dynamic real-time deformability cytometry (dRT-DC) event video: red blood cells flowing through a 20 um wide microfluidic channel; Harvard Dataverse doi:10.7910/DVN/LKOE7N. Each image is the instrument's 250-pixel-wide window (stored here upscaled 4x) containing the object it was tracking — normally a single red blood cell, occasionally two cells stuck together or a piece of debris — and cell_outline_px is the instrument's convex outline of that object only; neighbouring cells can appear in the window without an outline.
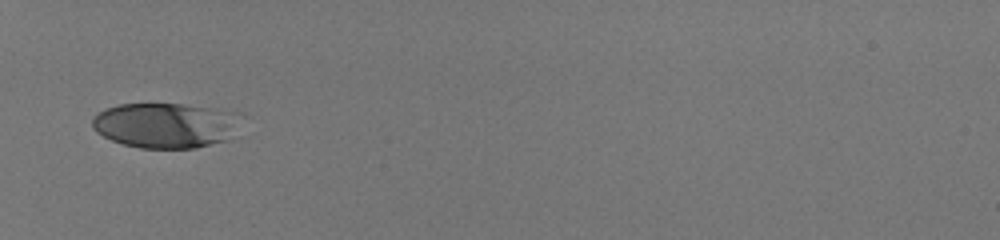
{"species": "human", "species_latin": "Homo sapiens", "temperature_condition": "room temperature", "stored_images_in_passage": 33, "camera_frame_rate_fps": 3000, "um_per_image_px": 0.085, "donor": {"sex": "male"}, "frame": {"image": 1, "passage_image": 1, "time_ms": 0.0, "image_size_px": [1000, 240], "cell_outline_px": [[236, 112], [224, 140], [196, 148], [140, 148], [124, 144], [112, 140], [96, 132], [92, 128], [92, 120], [104, 108], [120, 104], [184, 104]], "centroid_in_image_um": [13.88, 10.64], "position_along_channel_um": 71.1, "area_um2": 37.8}}
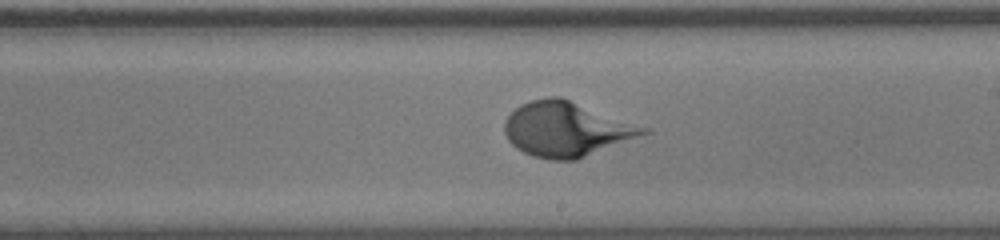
{"frame": {"image": 2, "passage_image": 15, "time_ms": 4.667, "image_size_px": [1000, 240], "cell_outline_px": [[652, 132], [576, 160], [552, 160], [532, 156], [516, 148], [508, 140], [504, 132], [504, 120], [520, 104], [532, 100], [548, 96], [560, 96], [652, 128]], "centroid_in_image_um": [48.18, 10.97], "position_along_channel_um": 240.8, "area_um2": 44.68}}
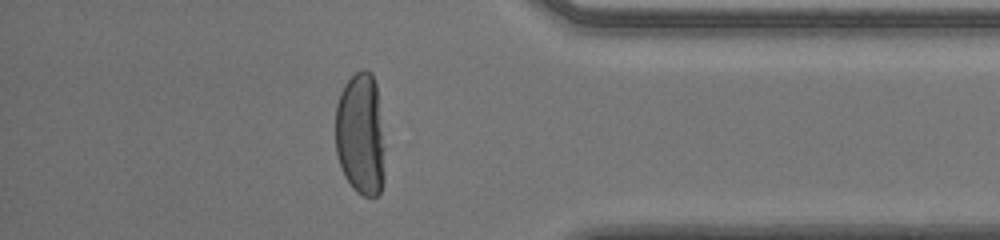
{"frame": {"image": 3, "passage_image": 28, "time_ms": 9.0, "image_size_px": [1000, 240], "cell_outline_px": [[384, 180], [380, 192], [376, 196], [364, 196], [356, 192], [352, 188], [344, 176], [336, 152], [336, 104], [340, 92], [344, 84], [356, 72], [364, 68], [372, 72], [376, 84], [384, 148]], "centroid_in_image_um": [30.64, 11.42], "position_along_channel_um": 404.6, "area_um2": 35.49}}